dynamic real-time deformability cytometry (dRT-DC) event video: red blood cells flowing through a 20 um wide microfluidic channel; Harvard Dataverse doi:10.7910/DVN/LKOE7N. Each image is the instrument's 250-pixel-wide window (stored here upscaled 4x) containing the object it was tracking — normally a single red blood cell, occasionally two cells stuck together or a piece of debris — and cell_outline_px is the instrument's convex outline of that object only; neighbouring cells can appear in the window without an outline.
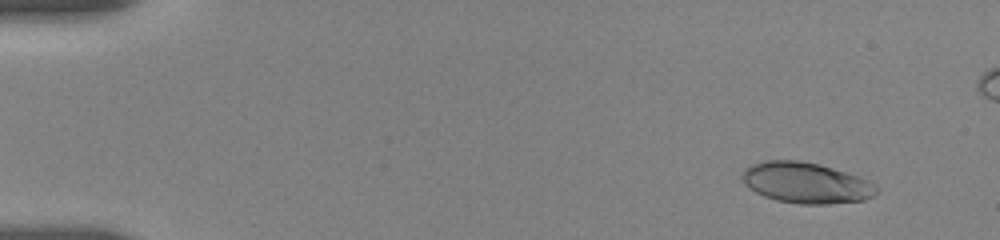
{"species": "human", "species_latin": "Homo sapiens", "temperature_condition": "room temperature", "stored_images_in_passage": 28, "camera_frame_rate_fps": 3000, "um_per_image_px": 0.085, "donor": {"sex": "female"}, "frame": {"image": 1, "passage_image": 1, "time_ms": 0.0, "image_size_px": [1000, 240], "cell_outline_px": [[880, 192], [864, 200], [828, 204], [800, 204], [776, 200], [764, 196], [748, 188], [744, 184], [744, 168], [752, 164], [764, 160], [800, 160], [832, 168], [860, 176], [876, 184], [880, 188]], "centroid_in_image_um": [68.55, 15.54], "position_along_channel_um": 16.4, "area_um2": 32.08}}
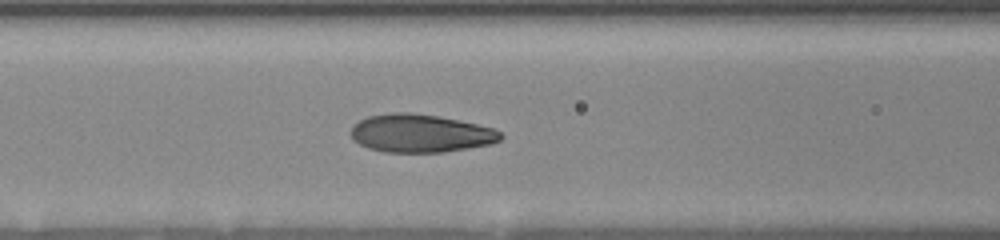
{"frame": {"image": 2, "passage_image": 25, "time_ms": 6.333, "image_size_px": [1000, 240], "cell_outline_px": [[504, 136], [500, 140], [492, 144], [444, 152], [384, 152], [368, 148], [352, 140], [352, 124], [368, 116], [392, 112], [412, 112], [440, 116], [460, 120], [492, 128], [500, 132]], "centroid_in_image_um": [35.73, 11.33], "position_along_channel_um": 130.9, "area_um2": 33.41}}
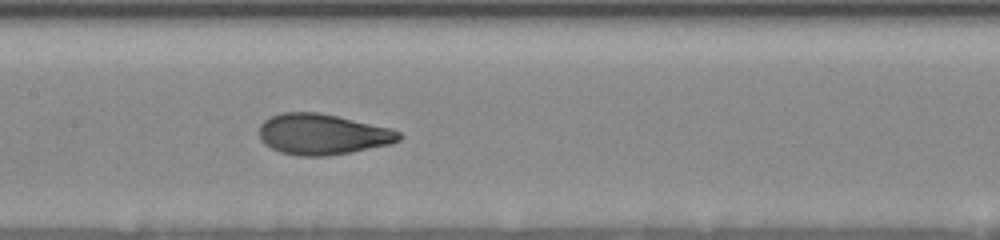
{"frame": {"image": 3, "passage_image": 28, "time_ms": 7.667, "image_size_px": [1000, 240], "cell_outline_px": [[404, 136], [400, 140], [388, 144], [352, 152], [328, 156], [296, 156], [280, 152], [264, 144], [260, 140], [260, 124], [264, 120], [272, 116], [284, 112], [316, 112], [336, 116], [392, 128], [400, 132]], "centroid_in_image_um": [27.41, 11.42], "position_along_channel_um": 180.0, "area_um2": 33.23}}